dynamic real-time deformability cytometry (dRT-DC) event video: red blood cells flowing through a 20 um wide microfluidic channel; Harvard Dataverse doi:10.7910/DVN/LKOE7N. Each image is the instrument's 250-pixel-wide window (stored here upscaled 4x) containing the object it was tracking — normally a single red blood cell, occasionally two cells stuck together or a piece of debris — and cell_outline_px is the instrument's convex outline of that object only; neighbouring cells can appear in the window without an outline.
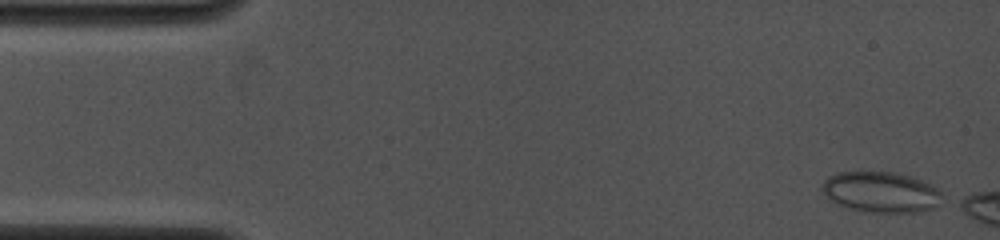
{"species": "common noctule bat (a hibernating species)", "species_latin": "Nyctalus noctula", "temperature_condition": "cold", "stored_images_in_passage": 3, "camera_frame_rate_fps": 4000, "um_per_image_px": 0.085, "animal": {"sex": "female", "body_mass_g": 19.0, "forearm_length_mm": 53.3}, "frame": {"image": 1, "passage_image": 1, "time_ms": 0.0, "image_size_px": [1000, 240], "cell_outline_px": [[940, 192], [936, 208], [920, 212], [864, 212], [848, 208], [836, 204], [820, 188], [824, 180], [828, 176], [836, 172], [892, 172], [908, 176], [932, 184]], "centroid_in_image_um": [74.84, 16.33], "position_along_channel_um": 10.2, "area_um2": 28.32}}